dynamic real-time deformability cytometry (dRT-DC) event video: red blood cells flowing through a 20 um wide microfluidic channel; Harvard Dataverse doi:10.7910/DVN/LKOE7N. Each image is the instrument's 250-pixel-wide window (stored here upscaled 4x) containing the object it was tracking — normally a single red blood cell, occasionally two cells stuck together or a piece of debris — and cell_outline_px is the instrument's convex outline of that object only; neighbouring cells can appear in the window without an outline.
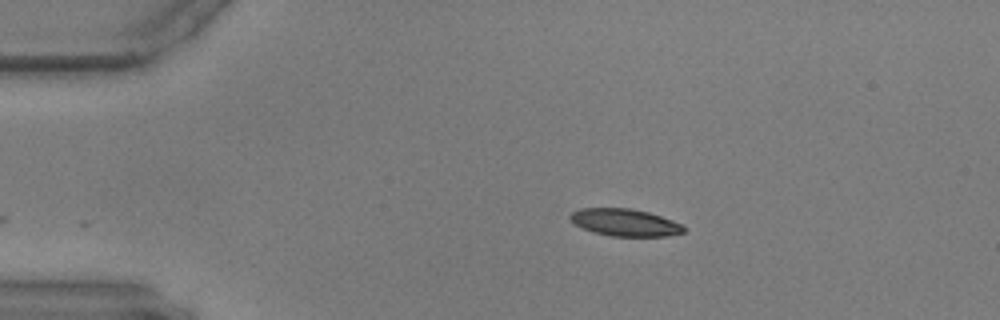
{"species": "common noctule bat (a hibernating species)", "species_latin": "Nyctalus noctula", "temperature_condition": "warm", "stored_images_in_passage": 48, "camera_frame_rate_fps": 3000, "um_per_image_px": 0.085, "animal": {"sex": "male", "body_mass_g": 17.9, "forearm_length_mm": 54.2}, "frame": {"image": 1, "passage_image": 1, "time_ms": 0.0, "image_size_px": [1000, 320], "cell_outline_px": [[684, 232], [668, 236], [612, 236], [596, 232], [584, 228], [576, 224], [568, 216], [572, 212], [580, 208], [632, 208], [648, 212], [672, 220], [680, 224], [684, 228]], "centroid_in_image_um": [53.12, 18.9], "position_along_channel_um": 31.9, "area_um2": 17.74}}
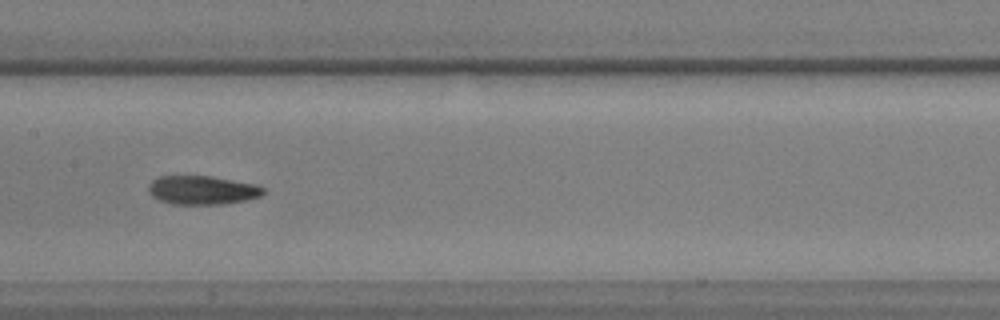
{"frame": {"image": 2, "passage_image": 19, "time_ms": 6.0, "image_size_px": [1000, 320], "cell_outline_px": [[264, 192], [260, 196], [244, 200], [224, 204], [172, 204], [160, 200], [152, 196], [148, 192], [148, 184], [152, 180], [160, 176], [212, 176], [256, 184], [264, 188]], "centroid_in_image_um": [17.17, 16.15], "position_along_channel_um": 190.2, "area_um2": 19.25}}
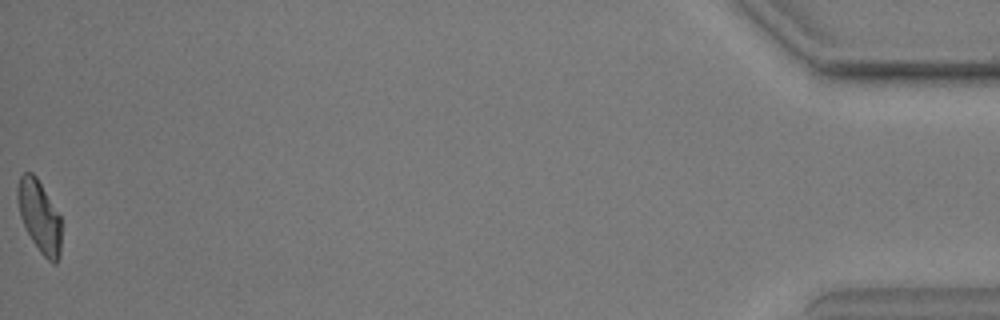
{"frame": {"image": 3, "passage_image": 48, "time_ms": 15.667, "image_size_px": [1000, 320], "cell_outline_px": [[60, 256], [56, 264], [52, 264], [40, 252], [32, 240], [20, 216], [16, 196], [16, 188], [20, 176], [24, 172], [32, 172], [36, 176], [60, 216]], "centroid_in_image_um": [3.33, 18.38], "position_along_channel_um": 431.9, "area_um2": 18.21}}